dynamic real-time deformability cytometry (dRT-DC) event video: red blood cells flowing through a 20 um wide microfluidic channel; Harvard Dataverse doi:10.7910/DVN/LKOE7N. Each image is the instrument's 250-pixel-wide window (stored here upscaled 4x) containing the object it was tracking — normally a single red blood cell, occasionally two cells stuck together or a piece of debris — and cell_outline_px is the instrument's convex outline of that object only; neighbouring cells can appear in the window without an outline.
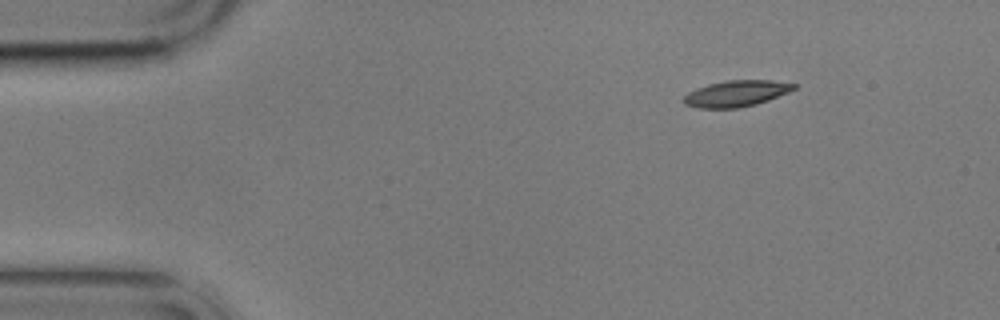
{"species": "common noctule bat (a hibernating species)", "species_latin": "Nyctalus noctula", "temperature_condition": "cold", "stored_images_in_passage": 3, "camera_frame_rate_fps": 3000, "um_per_image_px": 0.085, "animal": {"sex": "male", "body_mass_g": 17.9}, "frame": {"image": 1, "passage_image": 1, "time_ms": 0.0, "image_size_px": [1000, 320], "cell_outline_px": [[796, 88], [788, 92], [768, 100], [756, 104], [736, 108], [700, 108], [684, 104], [684, 96], [688, 92], [696, 88], [708, 84], [724, 80], [772, 80], [796, 84]], "centroid_in_image_um": [62.57, 7.94], "position_along_channel_um": 22.4, "area_um2": 16.76}}